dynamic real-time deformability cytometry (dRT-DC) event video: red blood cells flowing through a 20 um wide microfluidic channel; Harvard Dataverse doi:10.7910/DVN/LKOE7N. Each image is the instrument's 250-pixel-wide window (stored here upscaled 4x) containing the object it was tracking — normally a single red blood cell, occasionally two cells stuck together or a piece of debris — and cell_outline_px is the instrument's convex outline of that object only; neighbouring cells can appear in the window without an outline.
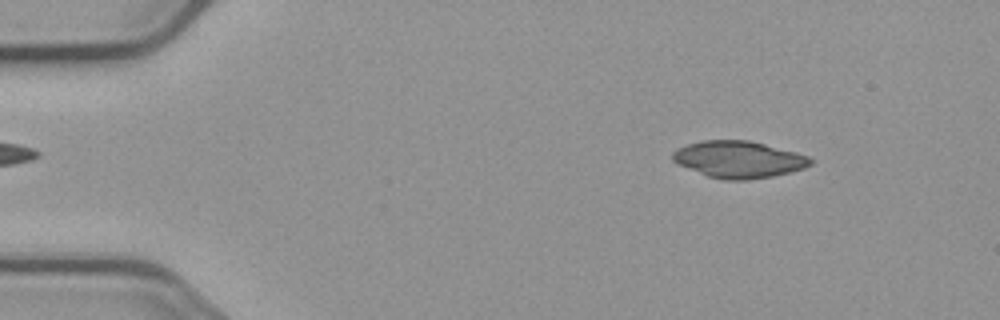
{"species": "common noctule bat (a hibernating species)", "species_latin": "Nyctalus noctula", "temperature_condition": "cold", "stored_images_in_passage": 3, "camera_frame_rate_fps": 3000, "um_per_image_px": 0.085, "animal": {"sex": "male", "body_mass_g": 23.1, "forearm_length_mm": 52.7}, "frame": {"image": 1, "passage_image": 1, "time_ms": 0.0, "image_size_px": [1000, 320], "cell_outline_px": [[812, 164], [804, 168], [772, 176], [748, 180], [724, 180], [708, 176], [680, 164], [672, 160], [672, 152], [676, 148], [688, 144], [704, 140], [748, 140], [796, 152], [808, 156], [812, 160]], "centroid_in_image_um": [62.79, 13.55], "position_along_channel_um": 22.2, "area_um2": 29.3}}